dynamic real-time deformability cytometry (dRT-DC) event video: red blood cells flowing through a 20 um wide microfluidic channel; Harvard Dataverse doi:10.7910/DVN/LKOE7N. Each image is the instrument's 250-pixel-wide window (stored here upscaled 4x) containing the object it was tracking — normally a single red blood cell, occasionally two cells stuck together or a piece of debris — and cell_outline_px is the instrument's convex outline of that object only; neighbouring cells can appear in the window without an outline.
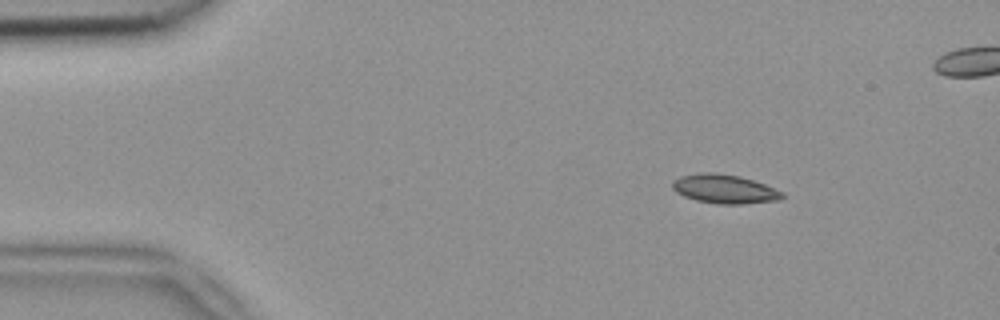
{"species": "common noctule bat (a hibernating species)", "species_latin": "Nyctalus noctula", "temperature_condition": "room temperature", "stored_images_in_passage": 46, "segment_of_instrument_passage": [1, 2], "camera_frame_rate_fps": 3000, "um_per_image_px": 0.085, "animal": {"sex": "female", "body_mass_g": 18.4}, "frame": {"image": 1, "passage_image": 1, "time_ms": 0.0, "image_size_px": [1000, 320], "cell_outline_px": [[784, 196], [780, 200], [744, 204], [720, 204], [696, 200], [684, 196], [676, 192], [672, 188], [672, 180], [680, 176], [700, 172], [716, 172], [740, 176], [764, 184], [784, 192]], "centroid_in_image_um": [61.57, 16.06], "position_along_channel_um": 23.4, "area_um2": 18.67}}
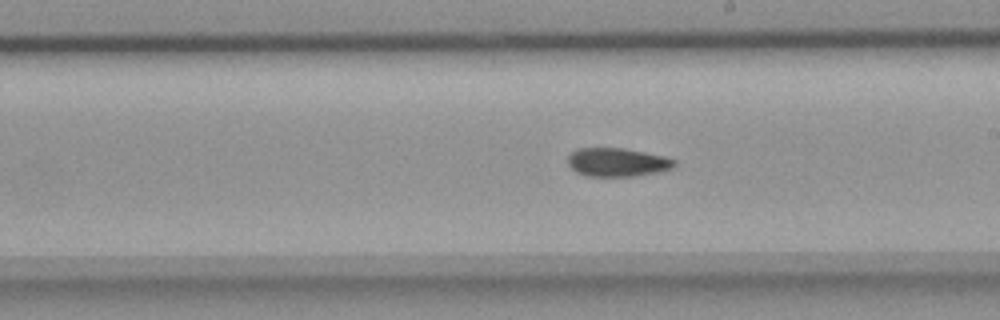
{"frame": {"image": 2, "passage_image": 23, "time_ms": 7.333, "image_size_px": [1000, 320], "cell_outline_px": [[676, 164], [660, 172], [632, 176], [588, 176], [576, 172], [568, 164], [568, 156], [576, 148], [624, 148], [664, 156], [676, 160]], "centroid_in_image_um": [52.45, 13.78], "position_along_channel_um": 236.6, "area_um2": 17.63}}
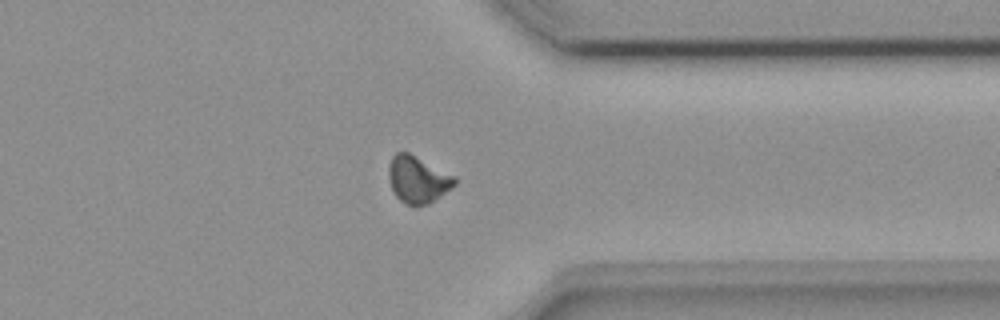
{"frame": {"image": 3, "passage_image": 34, "time_ms": 11.0, "image_size_px": [1000, 320], "cell_outline_px": [[456, 184], [452, 188], [428, 204], [416, 208], [404, 204], [396, 196], [392, 188], [388, 176], [388, 168], [392, 156], [396, 152], [408, 152], [456, 176]], "centroid_in_image_um": [35.51, 15.28], "position_along_channel_um": 375.9, "area_um2": 18.26}}